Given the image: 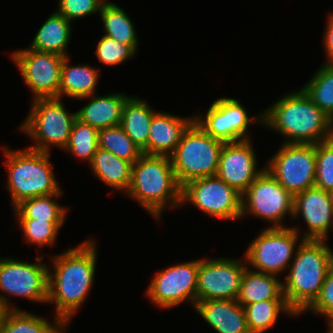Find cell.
<instances>
[{"label":"cell","instance_id":"cell-39","mask_svg":"<svg viewBox=\"0 0 333 333\" xmlns=\"http://www.w3.org/2000/svg\"><path fill=\"white\" fill-rule=\"evenodd\" d=\"M331 14V15H330ZM328 16V22L324 31V52L328 57L324 64H333V14L330 13Z\"/></svg>","mask_w":333,"mask_h":333},{"label":"cell","instance_id":"cell-28","mask_svg":"<svg viewBox=\"0 0 333 333\" xmlns=\"http://www.w3.org/2000/svg\"><path fill=\"white\" fill-rule=\"evenodd\" d=\"M247 326L250 333H265L273 327L279 317L284 313L296 316L289 308L285 299H269L245 305L244 307Z\"/></svg>","mask_w":333,"mask_h":333},{"label":"cell","instance_id":"cell-38","mask_svg":"<svg viewBox=\"0 0 333 333\" xmlns=\"http://www.w3.org/2000/svg\"><path fill=\"white\" fill-rule=\"evenodd\" d=\"M308 311L326 317L328 326L333 324V265L327 272L319 296L305 312Z\"/></svg>","mask_w":333,"mask_h":333},{"label":"cell","instance_id":"cell-4","mask_svg":"<svg viewBox=\"0 0 333 333\" xmlns=\"http://www.w3.org/2000/svg\"><path fill=\"white\" fill-rule=\"evenodd\" d=\"M126 194L156 220H159L168 205L169 208L180 207L181 186L176 179L171 158L143 154L132 165L131 182Z\"/></svg>","mask_w":333,"mask_h":333},{"label":"cell","instance_id":"cell-6","mask_svg":"<svg viewBox=\"0 0 333 333\" xmlns=\"http://www.w3.org/2000/svg\"><path fill=\"white\" fill-rule=\"evenodd\" d=\"M224 142L208 135L195 121L183 132L170 156L180 186L203 177L215 176Z\"/></svg>","mask_w":333,"mask_h":333},{"label":"cell","instance_id":"cell-25","mask_svg":"<svg viewBox=\"0 0 333 333\" xmlns=\"http://www.w3.org/2000/svg\"><path fill=\"white\" fill-rule=\"evenodd\" d=\"M89 166L95 177L105 185L126 195L131 182L132 164L129 161L120 159L110 151L97 148Z\"/></svg>","mask_w":333,"mask_h":333},{"label":"cell","instance_id":"cell-36","mask_svg":"<svg viewBox=\"0 0 333 333\" xmlns=\"http://www.w3.org/2000/svg\"><path fill=\"white\" fill-rule=\"evenodd\" d=\"M95 55L104 65L116 66L133 58L136 52L129 45L103 35L96 46Z\"/></svg>","mask_w":333,"mask_h":333},{"label":"cell","instance_id":"cell-22","mask_svg":"<svg viewBox=\"0 0 333 333\" xmlns=\"http://www.w3.org/2000/svg\"><path fill=\"white\" fill-rule=\"evenodd\" d=\"M145 100L130 96L124 103L120 126L132 141L147 155L149 130L157 112Z\"/></svg>","mask_w":333,"mask_h":333},{"label":"cell","instance_id":"cell-33","mask_svg":"<svg viewBox=\"0 0 333 333\" xmlns=\"http://www.w3.org/2000/svg\"><path fill=\"white\" fill-rule=\"evenodd\" d=\"M98 132L96 128L76 118L64 151L90 164L98 148Z\"/></svg>","mask_w":333,"mask_h":333},{"label":"cell","instance_id":"cell-3","mask_svg":"<svg viewBox=\"0 0 333 333\" xmlns=\"http://www.w3.org/2000/svg\"><path fill=\"white\" fill-rule=\"evenodd\" d=\"M333 265V250L325 240H304L285 275L283 294L287 305L297 316L315 302Z\"/></svg>","mask_w":333,"mask_h":333},{"label":"cell","instance_id":"cell-21","mask_svg":"<svg viewBox=\"0 0 333 333\" xmlns=\"http://www.w3.org/2000/svg\"><path fill=\"white\" fill-rule=\"evenodd\" d=\"M93 94L88 104L77 111V118L97 130L120 125L124 103L130 97L123 92L107 95Z\"/></svg>","mask_w":333,"mask_h":333},{"label":"cell","instance_id":"cell-20","mask_svg":"<svg viewBox=\"0 0 333 333\" xmlns=\"http://www.w3.org/2000/svg\"><path fill=\"white\" fill-rule=\"evenodd\" d=\"M194 309L218 333H250L244 308L237 300L199 301Z\"/></svg>","mask_w":333,"mask_h":333},{"label":"cell","instance_id":"cell-13","mask_svg":"<svg viewBox=\"0 0 333 333\" xmlns=\"http://www.w3.org/2000/svg\"><path fill=\"white\" fill-rule=\"evenodd\" d=\"M244 260L225 257L199 258L196 302L206 300H237L241 280L248 267Z\"/></svg>","mask_w":333,"mask_h":333},{"label":"cell","instance_id":"cell-1","mask_svg":"<svg viewBox=\"0 0 333 333\" xmlns=\"http://www.w3.org/2000/svg\"><path fill=\"white\" fill-rule=\"evenodd\" d=\"M94 239H87L76 247L51 257L53 273L48 268V300L55 303V315L65 327L93 287L97 267Z\"/></svg>","mask_w":333,"mask_h":333},{"label":"cell","instance_id":"cell-23","mask_svg":"<svg viewBox=\"0 0 333 333\" xmlns=\"http://www.w3.org/2000/svg\"><path fill=\"white\" fill-rule=\"evenodd\" d=\"M70 58L64 57L61 66L59 98H84L95 94L98 87L99 69L89 65H70Z\"/></svg>","mask_w":333,"mask_h":333},{"label":"cell","instance_id":"cell-8","mask_svg":"<svg viewBox=\"0 0 333 333\" xmlns=\"http://www.w3.org/2000/svg\"><path fill=\"white\" fill-rule=\"evenodd\" d=\"M299 230L297 226L265 228L252 240L244 254L247 266L255 268L253 271L256 272L280 276L281 272L288 270L297 245L304 241L298 239Z\"/></svg>","mask_w":333,"mask_h":333},{"label":"cell","instance_id":"cell-7","mask_svg":"<svg viewBox=\"0 0 333 333\" xmlns=\"http://www.w3.org/2000/svg\"><path fill=\"white\" fill-rule=\"evenodd\" d=\"M31 107L19 127L23 134L35 141L34 145L28 147L46 153L50 152V145L64 150L77 112L66 110L61 98L33 99Z\"/></svg>","mask_w":333,"mask_h":333},{"label":"cell","instance_id":"cell-18","mask_svg":"<svg viewBox=\"0 0 333 333\" xmlns=\"http://www.w3.org/2000/svg\"><path fill=\"white\" fill-rule=\"evenodd\" d=\"M300 217L308 227L302 239L326 240L333 229V193L312 187L296 194L292 219Z\"/></svg>","mask_w":333,"mask_h":333},{"label":"cell","instance_id":"cell-35","mask_svg":"<svg viewBox=\"0 0 333 333\" xmlns=\"http://www.w3.org/2000/svg\"><path fill=\"white\" fill-rule=\"evenodd\" d=\"M315 187L333 193V143L330 140L316 144Z\"/></svg>","mask_w":333,"mask_h":333},{"label":"cell","instance_id":"cell-37","mask_svg":"<svg viewBox=\"0 0 333 333\" xmlns=\"http://www.w3.org/2000/svg\"><path fill=\"white\" fill-rule=\"evenodd\" d=\"M107 0H59L57 13L67 20L74 21L96 13H100Z\"/></svg>","mask_w":333,"mask_h":333},{"label":"cell","instance_id":"cell-24","mask_svg":"<svg viewBox=\"0 0 333 333\" xmlns=\"http://www.w3.org/2000/svg\"><path fill=\"white\" fill-rule=\"evenodd\" d=\"M72 23L63 15L54 11L41 25L31 42L30 49L38 52L55 53L63 57L71 39Z\"/></svg>","mask_w":333,"mask_h":333},{"label":"cell","instance_id":"cell-19","mask_svg":"<svg viewBox=\"0 0 333 333\" xmlns=\"http://www.w3.org/2000/svg\"><path fill=\"white\" fill-rule=\"evenodd\" d=\"M194 121V116L182 118L157 111L152 118L147 155L171 156L181 140L183 132Z\"/></svg>","mask_w":333,"mask_h":333},{"label":"cell","instance_id":"cell-5","mask_svg":"<svg viewBox=\"0 0 333 333\" xmlns=\"http://www.w3.org/2000/svg\"><path fill=\"white\" fill-rule=\"evenodd\" d=\"M3 148L8 173L6 187L10 193L12 208L28 198L62 194L50 163V153L29 147L16 151Z\"/></svg>","mask_w":333,"mask_h":333},{"label":"cell","instance_id":"cell-29","mask_svg":"<svg viewBox=\"0 0 333 333\" xmlns=\"http://www.w3.org/2000/svg\"><path fill=\"white\" fill-rule=\"evenodd\" d=\"M65 329L57 318L51 324L46 318L19 308L7 310L0 333H65Z\"/></svg>","mask_w":333,"mask_h":333},{"label":"cell","instance_id":"cell-2","mask_svg":"<svg viewBox=\"0 0 333 333\" xmlns=\"http://www.w3.org/2000/svg\"><path fill=\"white\" fill-rule=\"evenodd\" d=\"M263 125L283 136L282 143L317 144L329 139L330 117L301 88L263 111Z\"/></svg>","mask_w":333,"mask_h":333},{"label":"cell","instance_id":"cell-41","mask_svg":"<svg viewBox=\"0 0 333 333\" xmlns=\"http://www.w3.org/2000/svg\"><path fill=\"white\" fill-rule=\"evenodd\" d=\"M328 140L333 143V117L330 118V134Z\"/></svg>","mask_w":333,"mask_h":333},{"label":"cell","instance_id":"cell-10","mask_svg":"<svg viewBox=\"0 0 333 333\" xmlns=\"http://www.w3.org/2000/svg\"><path fill=\"white\" fill-rule=\"evenodd\" d=\"M265 168L293 196L315 187L316 144L282 143Z\"/></svg>","mask_w":333,"mask_h":333},{"label":"cell","instance_id":"cell-27","mask_svg":"<svg viewBox=\"0 0 333 333\" xmlns=\"http://www.w3.org/2000/svg\"><path fill=\"white\" fill-rule=\"evenodd\" d=\"M123 9L108 0L104 3L100 11V17L104 26V35L121 44L129 45L138 53L139 42L135 26Z\"/></svg>","mask_w":333,"mask_h":333},{"label":"cell","instance_id":"cell-12","mask_svg":"<svg viewBox=\"0 0 333 333\" xmlns=\"http://www.w3.org/2000/svg\"><path fill=\"white\" fill-rule=\"evenodd\" d=\"M239 99L222 97L211 103L205 117L194 115V121L210 136L224 143L251 139L247 132L253 122L263 125V112L250 117Z\"/></svg>","mask_w":333,"mask_h":333},{"label":"cell","instance_id":"cell-31","mask_svg":"<svg viewBox=\"0 0 333 333\" xmlns=\"http://www.w3.org/2000/svg\"><path fill=\"white\" fill-rule=\"evenodd\" d=\"M302 89L319 109L333 117V64H321Z\"/></svg>","mask_w":333,"mask_h":333},{"label":"cell","instance_id":"cell-26","mask_svg":"<svg viewBox=\"0 0 333 333\" xmlns=\"http://www.w3.org/2000/svg\"><path fill=\"white\" fill-rule=\"evenodd\" d=\"M269 299H285L280 278L256 272L247 267L242 276L237 302L244 307L251 303Z\"/></svg>","mask_w":333,"mask_h":333},{"label":"cell","instance_id":"cell-32","mask_svg":"<svg viewBox=\"0 0 333 333\" xmlns=\"http://www.w3.org/2000/svg\"><path fill=\"white\" fill-rule=\"evenodd\" d=\"M98 148L110 151L132 165L143 155L142 150L132 141L120 125L100 129Z\"/></svg>","mask_w":333,"mask_h":333},{"label":"cell","instance_id":"cell-42","mask_svg":"<svg viewBox=\"0 0 333 333\" xmlns=\"http://www.w3.org/2000/svg\"><path fill=\"white\" fill-rule=\"evenodd\" d=\"M326 333H333V329L329 326V329Z\"/></svg>","mask_w":333,"mask_h":333},{"label":"cell","instance_id":"cell-40","mask_svg":"<svg viewBox=\"0 0 333 333\" xmlns=\"http://www.w3.org/2000/svg\"><path fill=\"white\" fill-rule=\"evenodd\" d=\"M12 306L13 305H11L10 299L7 297V295L5 296L0 294V328L7 310L18 309V307Z\"/></svg>","mask_w":333,"mask_h":333},{"label":"cell","instance_id":"cell-11","mask_svg":"<svg viewBox=\"0 0 333 333\" xmlns=\"http://www.w3.org/2000/svg\"><path fill=\"white\" fill-rule=\"evenodd\" d=\"M189 203L214 218L241 219L242 194L216 175L194 179L181 186L180 208Z\"/></svg>","mask_w":333,"mask_h":333},{"label":"cell","instance_id":"cell-14","mask_svg":"<svg viewBox=\"0 0 333 333\" xmlns=\"http://www.w3.org/2000/svg\"><path fill=\"white\" fill-rule=\"evenodd\" d=\"M199 259L175 264L157 272L145 290L154 305L174 308L185 301L196 304Z\"/></svg>","mask_w":333,"mask_h":333},{"label":"cell","instance_id":"cell-17","mask_svg":"<svg viewBox=\"0 0 333 333\" xmlns=\"http://www.w3.org/2000/svg\"><path fill=\"white\" fill-rule=\"evenodd\" d=\"M257 163L251 139L224 143L216 176L243 194L265 169Z\"/></svg>","mask_w":333,"mask_h":333},{"label":"cell","instance_id":"cell-15","mask_svg":"<svg viewBox=\"0 0 333 333\" xmlns=\"http://www.w3.org/2000/svg\"><path fill=\"white\" fill-rule=\"evenodd\" d=\"M38 254L35 263L0 258V291L10 296L22 297L33 302L47 303L48 266Z\"/></svg>","mask_w":333,"mask_h":333},{"label":"cell","instance_id":"cell-30","mask_svg":"<svg viewBox=\"0 0 333 333\" xmlns=\"http://www.w3.org/2000/svg\"><path fill=\"white\" fill-rule=\"evenodd\" d=\"M62 194L43 195L25 199L13 208L15 219L47 220L64 222L68 209L61 206L55 198Z\"/></svg>","mask_w":333,"mask_h":333},{"label":"cell","instance_id":"cell-16","mask_svg":"<svg viewBox=\"0 0 333 333\" xmlns=\"http://www.w3.org/2000/svg\"><path fill=\"white\" fill-rule=\"evenodd\" d=\"M10 57L31 89L33 99L59 98L63 56L26 48L14 51Z\"/></svg>","mask_w":333,"mask_h":333},{"label":"cell","instance_id":"cell-9","mask_svg":"<svg viewBox=\"0 0 333 333\" xmlns=\"http://www.w3.org/2000/svg\"><path fill=\"white\" fill-rule=\"evenodd\" d=\"M294 196L265 168L242 194L241 218L250 214L270 222V227L283 225L287 215L293 218Z\"/></svg>","mask_w":333,"mask_h":333},{"label":"cell","instance_id":"cell-34","mask_svg":"<svg viewBox=\"0 0 333 333\" xmlns=\"http://www.w3.org/2000/svg\"><path fill=\"white\" fill-rule=\"evenodd\" d=\"M19 221L24 239L28 244L38 247L55 244L57 235L64 222H47V220L16 219Z\"/></svg>","mask_w":333,"mask_h":333}]
</instances>
